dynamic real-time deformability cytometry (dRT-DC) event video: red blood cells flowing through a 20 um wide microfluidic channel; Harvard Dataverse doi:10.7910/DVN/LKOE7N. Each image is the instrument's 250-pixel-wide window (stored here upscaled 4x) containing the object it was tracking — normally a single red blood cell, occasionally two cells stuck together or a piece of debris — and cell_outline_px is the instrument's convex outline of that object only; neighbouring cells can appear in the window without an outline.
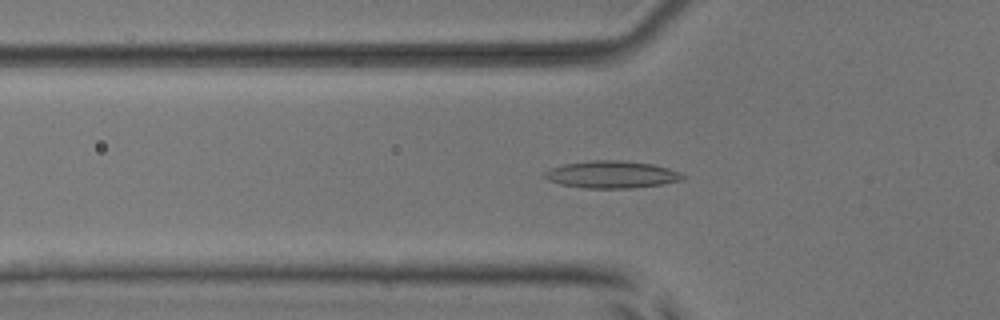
{"species": "common noctule bat (a hibernating species)", "species_latin": "Nyctalus noctula", "temperature_condition": "room temperature", "stored_images_in_passage": 42, "camera_frame_rate_fps": 3000, "um_per_image_px": 0.085, "animal": {"sex": "male", "body_mass_g": 17.9, "forearm_length_mm": 54.2}, "frame": {"image": 1, "passage_image": 17, "time_ms": 5.333, "image_size_px": [1000, 320], "cell_outline_px": [[684, 180], [660, 184], [632, 188], [584, 188], [560, 184], [548, 180], [540, 176], [544, 172], [552, 168], [564, 164], [592, 160], [620, 160], [652, 164], [668, 168], [680, 172], [684, 176]], "centroid_in_image_um": [51.96, 14.83], "position_along_channel_um": 73.8, "area_um2": 21.91}}
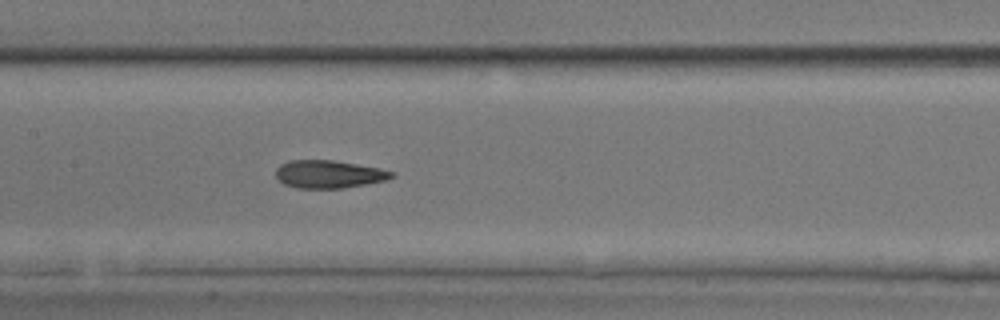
{"frame": {"image": 2, "passage_image": 25, "time_ms": 8.0, "image_size_px": [1000, 320], "cell_outline_px": [[396, 176], [384, 180], [364, 184], [340, 188], [296, 188], [284, 184], [276, 176], [276, 168], [280, 164], [288, 160], [332, 160], [380, 168], [396, 172]], "centroid_in_image_um": [27.94, 14.8], "position_along_channel_um": 179.5, "area_um2": 18.73}}
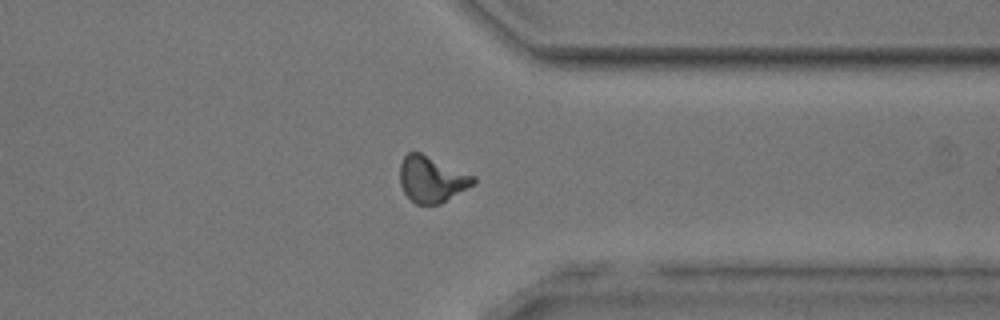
{"frame": {"image": 3, "passage_image": 40, "time_ms": 13.0, "image_size_px": [1000, 320], "cell_outline_px": [[476, 180], [472, 184], [440, 204], [416, 204], [404, 192], [400, 184], [400, 164], [404, 156], [408, 152], [420, 152], [476, 176]], "centroid_in_image_um": [36.67, 15.22], "position_along_channel_um": 374.7, "area_um2": 19.48}}